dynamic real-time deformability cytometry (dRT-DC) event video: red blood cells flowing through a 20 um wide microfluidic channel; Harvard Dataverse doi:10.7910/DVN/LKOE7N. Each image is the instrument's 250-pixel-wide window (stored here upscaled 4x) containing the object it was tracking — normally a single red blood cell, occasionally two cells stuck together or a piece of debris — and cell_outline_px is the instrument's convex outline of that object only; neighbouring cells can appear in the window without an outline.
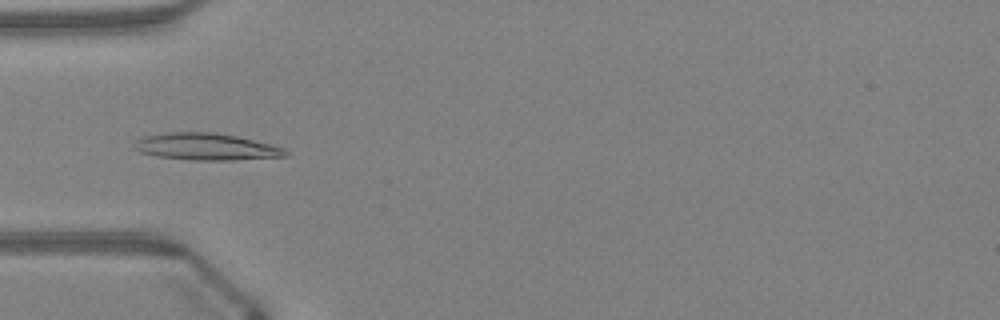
{"species": "Egyptian fruit bat (a non-hibernating species)", "species_latin": "Rousettus aegyptiacus", "temperature_condition": "warm", "stored_images_in_passage": 8, "camera_frame_rate_fps": 3000, "um_per_image_px": 0.085, "animal": {"sex": "female"}, "frame": {"image": 1, "passage_image": 2, "time_ms": 0.333, "image_size_px": [1000, 320], "cell_outline_px": [[288, 156], [232, 160], [192, 160], [156, 156], [140, 152], [132, 148], [136, 140], [144, 136], [168, 132], [212, 132], [236, 136], [272, 144], [284, 148], [288, 152]], "centroid_in_image_um": [17.51, 12.47], "position_along_channel_um": 67.5, "area_um2": 23.76}}